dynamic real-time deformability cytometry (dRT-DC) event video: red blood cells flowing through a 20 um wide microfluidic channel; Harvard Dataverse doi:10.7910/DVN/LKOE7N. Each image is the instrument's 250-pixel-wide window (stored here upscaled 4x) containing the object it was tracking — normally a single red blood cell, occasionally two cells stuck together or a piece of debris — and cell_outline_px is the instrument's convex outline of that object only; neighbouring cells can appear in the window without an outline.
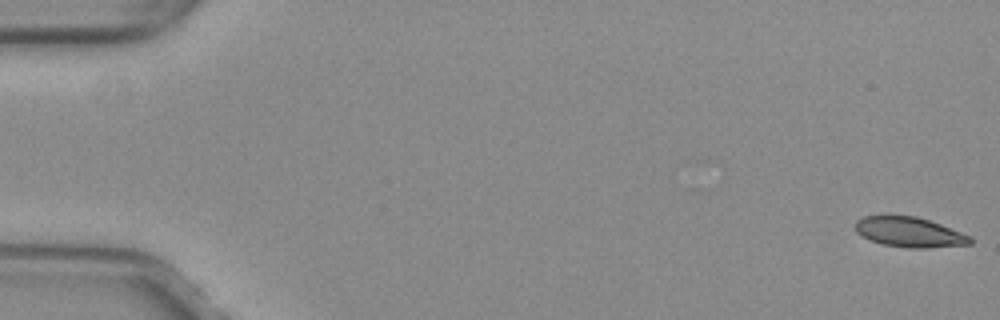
{"species": "common noctule bat (a hibernating species)", "species_latin": "Nyctalus noctula", "temperature_condition": "warm", "stored_images_in_passage": 47, "camera_frame_rate_fps": 3000, "um_per_image_px": 0.085, "animal": {"sex": "female", "body_mass_g": 29.2, "forearm_length_mm": 56.3}, "frame": {"image": 1, "passage_image": 1, "time_ms": 0.0, "image_size_px": [1000, 320], "cell_outline_px": [[972, 244], [928, 248], [908, 248], [880, 244], [856, 232], [856, 220], [864, 216], [884, 212], [916, 216], [940, 224], [972, 236]], "centroid_in_image_um": [77.27, 19.69], "position_along_channel_um": 7.7, "area_um2": 20.75}}
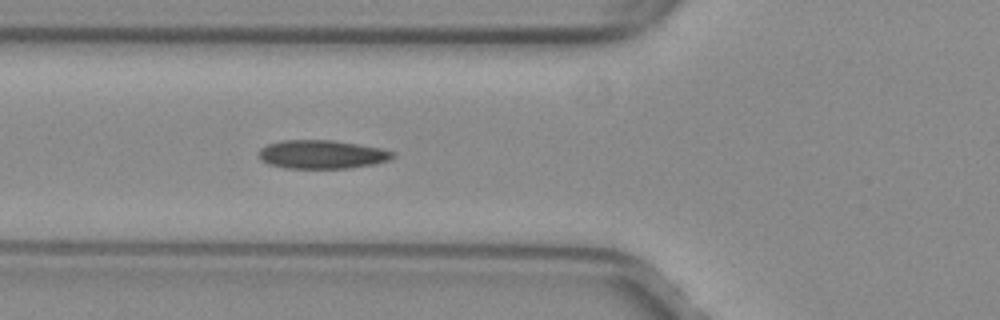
{"frame": {"image": 2, "passage_image": 20, "time_ms": 6.333, "image_size_px": [1000, 320], "cell_outline_px": [[396, 156], [388, 160], [376, 164], [348, 168], [284, 168], [268, 164], [260, 160], [256, 152], [260, 148], [268, 144], [280, 140], [332, 140], [380, 148], [392, 152]], "centroid_in_image_um": [27.3, 13.13], "position_along_channel_um": 98.5, "area_um2": 22.43}}
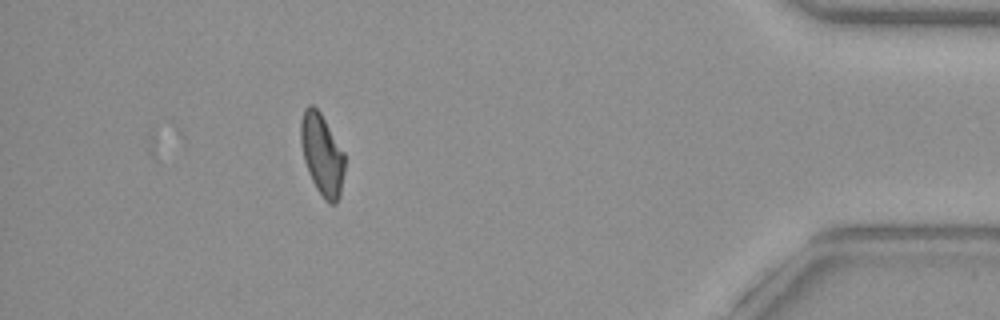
{"frame": {"image": 3, "passage_image": 47, "time_ms": 15.333, "image_size_px": [1000, 320], "cell_outline_px": [[344, 172], [340, 196], [336, 204], [328, 204], [324, 200], [316, 188], [308, 172], [304, 160], [300, 144], [300, 120], [304, 108], [308, 104], [312, 104], [320, 112], [344, 152]], "centroid_in_image_um": [27.35, 13.14], "position_along_channel_um": 407.8, "area_um2": 21.04}, "authors_computed_cell_mechanics": {"area_um2": 21.386, "velocity_mm_per_s": 4.0203, "shape_relaxation_time_tau1_ms": null, "shape_relaxation_time_tau2_ms": 3.6967, "deformation_change_tau1": null, "deformation_change_tau2": 0.0947}}